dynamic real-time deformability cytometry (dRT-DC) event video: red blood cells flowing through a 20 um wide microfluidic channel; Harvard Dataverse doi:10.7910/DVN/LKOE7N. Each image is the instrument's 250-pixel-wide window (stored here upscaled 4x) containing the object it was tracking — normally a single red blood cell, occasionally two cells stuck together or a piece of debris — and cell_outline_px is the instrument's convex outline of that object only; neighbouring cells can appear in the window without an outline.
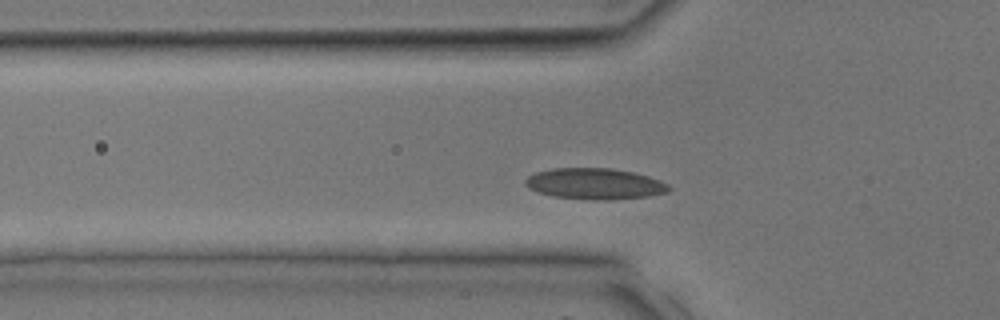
{"species": "common noctule bat (a hibernating species)", "species_latin": "Nyctalus noctula", "temperature_condition": "room temperature", "stored_images_in_passage": 30, "segment_of_instrument_passage": [1, 2], "camera_frame_rate_fps": 3000, "um_per_image_px": 0.085, "animal": {"sex": "male", "body_mass_g": 17.9, "forearm_length_mm": 54.2}, "frame": {"image": 1, "passage_image": 6, "time_ms": 1.667, "image_size_px": [1000, 320], "cell_outline_px": [[672, 188], [668, 192], [648, 196], [608, 200], [592, 200], [556, 196], [540, 192], [528, 188], [524, 184], [524, 180], [528, 176], [536, 172], [552, 168], [612, 168], [632, 172], [648, 176], [660, 180], [668, 184]], "centroid_in_image_um": [50.57, 15.61], "position_along_channel_um": 75.2, "area_um2": 25.95}}
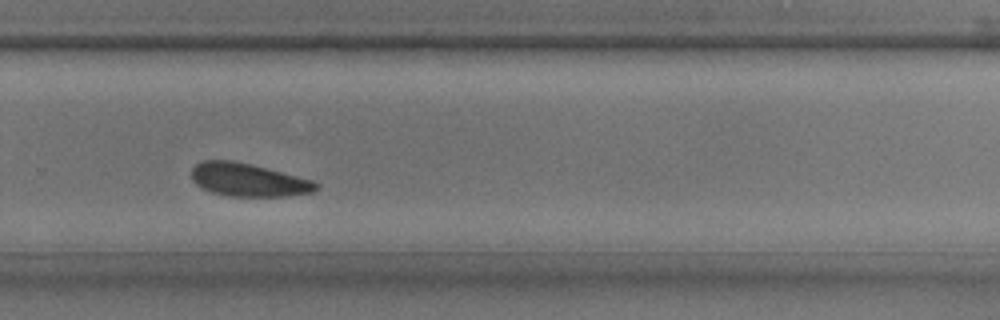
{"frame": {"image": 2, "passage_image": 18, "time_ms": 5.667, "image_size_px": [1000, 320], "cell_outline_px": [[320, 188], [312, 192], [288, 196], [228, 196], [212, 192], [196, 184], [192, 180], [192, 168], [200, 160], [232, 160], [252, 164], [312, 180], [320, 184]], "centroid_in_image_um": [21.11, 15.28], "position_along_channel_um": 308.7, "area_um2": 24.04}}
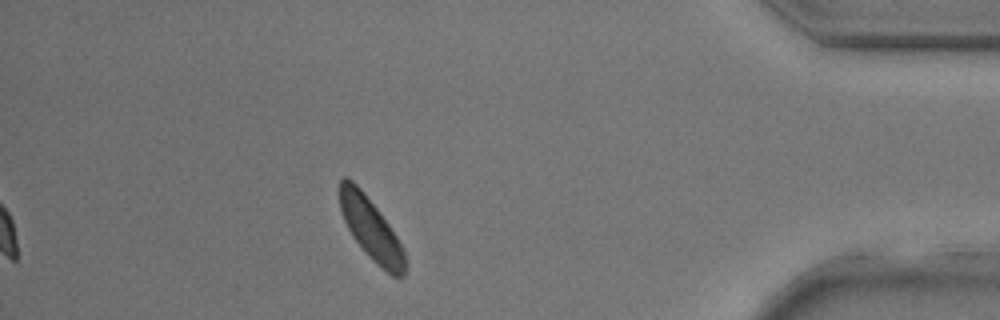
{"frame": {"image": 3, "passage_image": 25, "time_ms": 8.0, "image_size_px": [1000, 320], "cell_outline_px": [[404, 276], [392, 276], [372, 260], [364, 252], [352, 236], [340, 212], [340, 180], [344, 176], [352, 180], [360, 188], [376, 208], [388, 224], [396, 236], [404, 252]], "centroid_in_image_um": [31.49, 19.46], "position_along_channel_um": 403.7, "area_um2": 22.95}}